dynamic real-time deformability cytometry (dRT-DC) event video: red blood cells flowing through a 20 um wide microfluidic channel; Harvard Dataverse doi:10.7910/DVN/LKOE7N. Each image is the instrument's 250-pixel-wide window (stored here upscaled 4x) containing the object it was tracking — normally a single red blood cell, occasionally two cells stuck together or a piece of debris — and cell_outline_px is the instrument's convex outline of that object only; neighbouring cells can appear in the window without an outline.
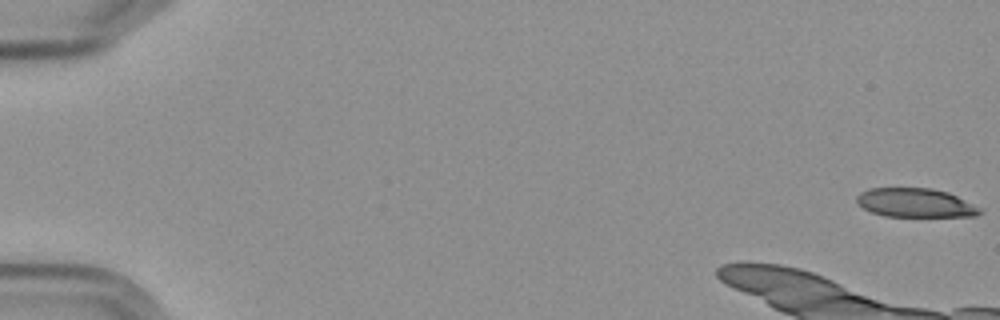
{"species": "Egyptian fruit bat (a non-hibernating species)", "species_latin": "Rousettus aegyptiacus", "temperature_condition": "cold", "stored_images_in_passage": 8, "camera_frame_rate_fps": 3000, "um_per_image_px": 0.085, "frame": {"image": 1, "passage_image": 1, "time_ms": 0.0, "image_size_px": [1000, 320], "cell_outline_px": [[984, 212], [976, 216], [884, 216], [872, 212], [864, 208], [856, 200], [856, 196], [860, 192], [868, 188], [932, 188], [948, 192], [984, 208]], "centroid_in_image_um": [77.86, 17.23], "position_along_channel_um": 7.1, "area_um2": 20.92}}